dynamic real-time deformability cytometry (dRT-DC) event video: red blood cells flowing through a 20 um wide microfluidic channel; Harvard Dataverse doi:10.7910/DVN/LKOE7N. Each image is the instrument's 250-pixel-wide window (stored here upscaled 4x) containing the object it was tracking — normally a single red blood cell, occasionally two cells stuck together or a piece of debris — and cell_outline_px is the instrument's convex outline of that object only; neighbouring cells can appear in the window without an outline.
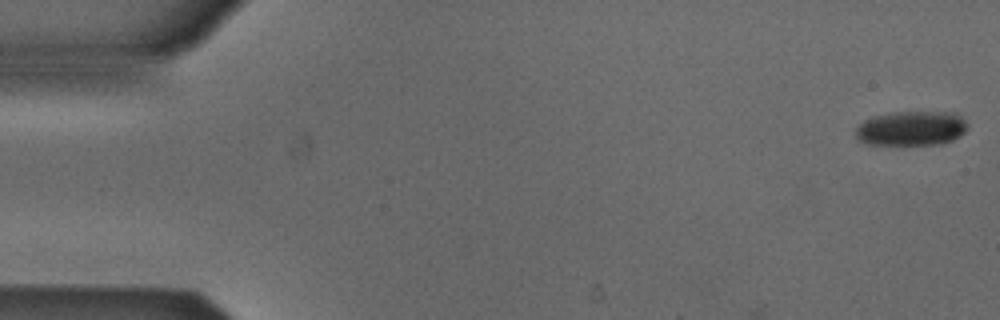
{"species": "Egyptian fruit bat (a non-hibernating species)", "species_latin": "Rousettus aegyptiacus", "temperature_condition": "cold", "stored_images_in_passage": 9, "camera_frame_rate_fps": 3000, "um_per_image_px": 0.085, "animal": {"sex": "male"}, "frame": {"image": 1, "passage_image": 1, "time_ms": 0.0, "image_size_px": [1000, 320], "cell_outline_px": [[968, 128], [960, 136], [952, 140], [940, 144], [868, 144], [860, 140], [856, 136], [856, 128], [864, 120], [872, 116], [896, 112], [956, 112], [968, 124]], "centroid_in_image_um": [77.49, 10.9], "position_along_channel_um": 7.5, "area_um2": 22.48}}